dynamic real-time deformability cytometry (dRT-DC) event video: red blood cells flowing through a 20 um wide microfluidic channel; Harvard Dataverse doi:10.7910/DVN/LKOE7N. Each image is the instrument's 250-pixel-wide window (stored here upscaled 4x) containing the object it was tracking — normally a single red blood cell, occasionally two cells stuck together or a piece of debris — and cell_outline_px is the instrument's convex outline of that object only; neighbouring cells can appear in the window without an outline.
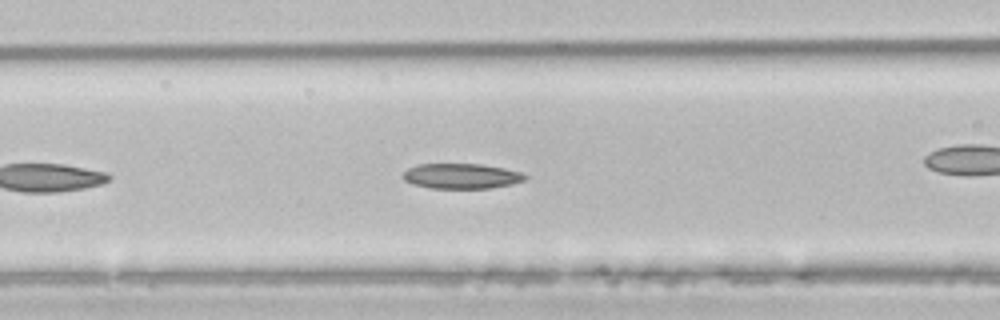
{"species": "common noctule bat (a hibernating species)", "species_latin": "Nyctalus noctula", "temperature_condition": "room temperature", "stored_images_in_passage": 19, "camera_frame_rate_fps": 3000, "um_per_image_px": 0.085, "animal": {"sex": "male", "body_mass_g": 21.5, "forearm_length_mm": 52.0}, "frame": {"image": 1, "passage_image": 9, "time_ms": 2.667, "image_size_px": [1000, 320], "cell_outline_px": [[528, 176], [524, 180], [512, 184], [488, 188], [428, 188], [412, 184], [404, 180], [400, 176], [408, 168], [416, 164], [480, 164], [504, 168], [520, 172]], "centroid_in_image_um": [39.17, 14.96], "position_along_channel_um": 127.4, "area_um2": 17.98}}